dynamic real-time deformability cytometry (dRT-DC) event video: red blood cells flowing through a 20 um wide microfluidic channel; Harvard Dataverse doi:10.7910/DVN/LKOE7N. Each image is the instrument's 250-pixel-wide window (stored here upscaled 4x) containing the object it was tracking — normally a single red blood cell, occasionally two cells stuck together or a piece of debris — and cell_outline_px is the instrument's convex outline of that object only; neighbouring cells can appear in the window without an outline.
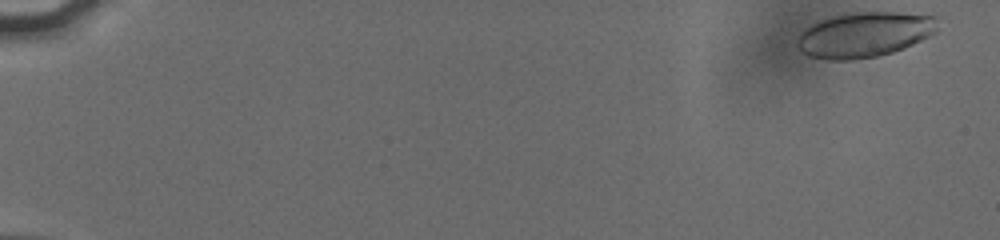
{"species": "human", "species_latin": "Homo sapiens", "temperature_condition": "cold", "stored_images_in_passage": 44, "camera_frame_rate_fps": 3000, "um_per_image_px": 0.085, "donor": {"sex": "male"}, "frame": {"image": 1, "passage_image": 1, "time_ms": 0.0, "image_size_px": [1000, 240], "cell_outline_px": [[936, 32], [904, 48], [892, 52], [876, 56], [852, 60], [824, 60], [808, 56], [800, 52], [796, 48], [796, 36], [804, 28], [812, 24], [836, 16], [856, 12], [900, 12], [936, 16]], "centroid_in_image_um": [73.41, 2.96], "position_along_channel_um": 11.6, "area_um2": 36.99}}
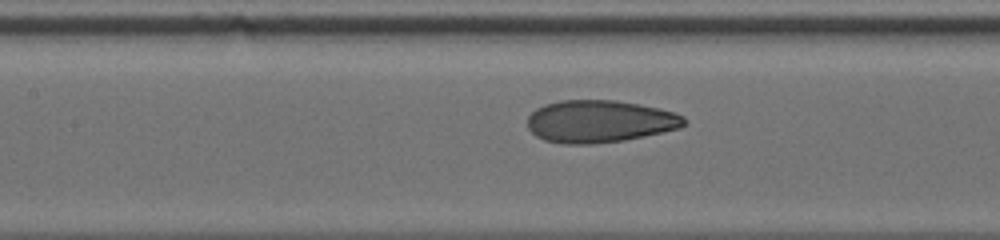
{"frame": {"image": 2, "passage_image": 25, "time_ms": 8.667, "image_size_px": [1000, 240], "cell_outline_px": [[684, 124], [680, 128], [644, 136], [624, 140], [592, 144], [564, 144], [544, 140], [536, 136], [528, 128], [528, 116], [536, 108], [544, 104], [560, 100], [616, 100], [640, 104], [660, 108], [676, 112], [684, 116]], "centroid_in_image_um": [50.96, 10.31], "position_along_channel_um": 156.4, "area_um2": 38.84}}
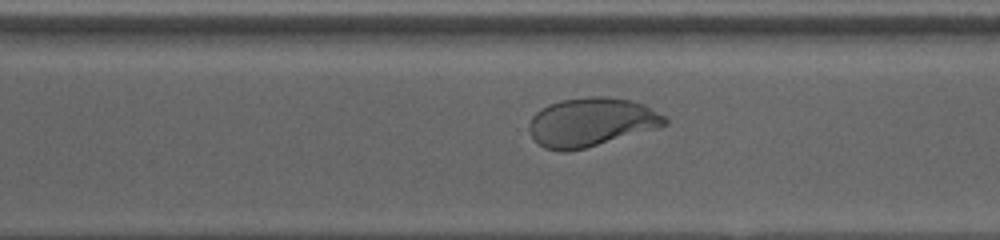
{"frame": {"image": 3, "passage_image": 41, "time_ms": 13.0, "image_size_px": [1000, 240], "cell_outline_px": [[668, 124], [656, 128], [584, 148], [564, 152], [560, 152], [544, 148], [532, 136], [528, 128], [528, 124], [532, 116], [540, 108], [548, 104], [560, 100], [588, 96], [604, 96], [628, 100], [644, 104], [664, 116], [668, 120]], "centroid_in_image_um": [50.21, 10.37], "position_along_channel_um": 320.4, "area_um2": 38.32}}